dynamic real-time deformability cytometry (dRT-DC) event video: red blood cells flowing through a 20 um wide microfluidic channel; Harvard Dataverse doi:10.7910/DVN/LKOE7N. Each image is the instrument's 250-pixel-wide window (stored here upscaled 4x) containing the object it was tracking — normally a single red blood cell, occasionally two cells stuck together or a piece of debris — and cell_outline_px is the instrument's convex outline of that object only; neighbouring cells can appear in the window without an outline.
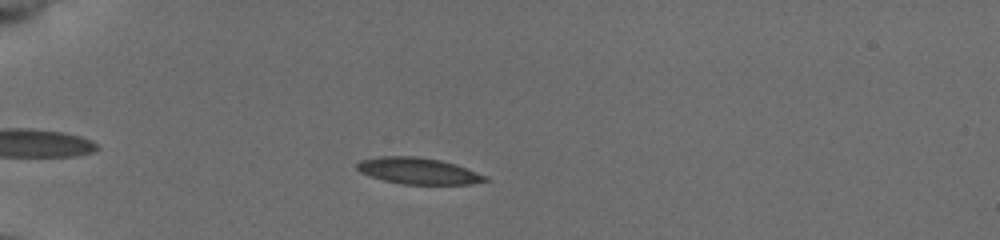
{"species": "common noctule bat (a hibernating species)", "species_latin": "Nyctalus noctula", "temperature_condition": "cold", "stored_images_in_passage": 47, "camera_frame_rate_fps": 3000, "um_per_image_px": 0.085, "animal": {"sex": "female", "body_mass_g": 19.5, "forearm_length_mm": 54.1}, "frame": {"image": 1, "passage_image": 10, "time_ms": 3.0, "image_size_px": [1000, 240], "cell_outline_px": [[488, 180], [472, 184], [404, 184], [384, 180], [360, 172], [356, 168], [356, 164], [360, 160], [376, 156], [416, 156], [440, 160], [456, 164], [488, 176]], "centroid_in_image_um": [35.55, 14.52], "position_along_channel_um": 49.4, "area_um2": 19.71}}
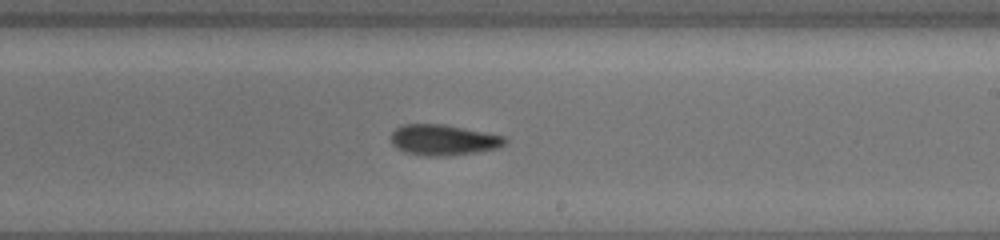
{"frame": {"image": 2, "passage_image": 28, "time_ms": 9.0, "image_size_px": [1000, 240], "cell_outline_px": [[508, 140], [500, 148], [476, 152], [444, 156], [424, 156], [404, 152], [392, 144], [392, 132], [396, 128], [404, 124], [444, 124], [504, 136]], "centroid_in_image_um": [37.69, 11.9], "position_along_channel_um": 251.3, "area_um2": 20.35}}
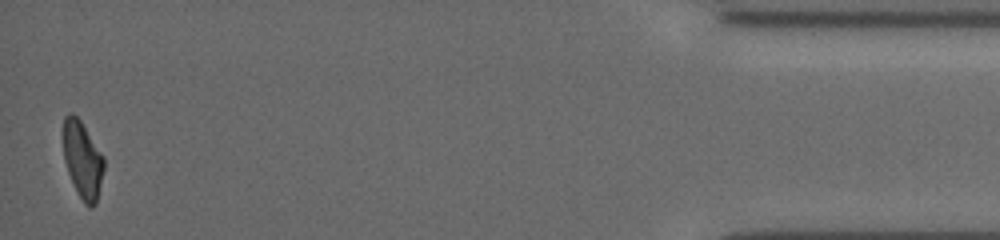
{"frame": {"image": 3, "passage_image": 47, "time_ms": 15.333, "image_size_px": [1000, 240], "cell_outline_px": [[104, 168], [96, 204], [92, 208], [88, 208], [84, 204], [68, 172], [64, 160], [64, 116], [68, 112], [72, 112], [80, 120], [104, 156]], "centroid_in_image_um": [7.03, 13.58], "position_along_channel_um": 428.2, "area_um2": 18.03}, "authors_computed_cell_mechanics": {"area_um2": 19.9988, "velocity_mm_per_s": 3.9193, "shape_relaxation_time_tau1_ms": 6.0397, "shape_relaxation_time_tau2_ms": 4.1043, "deformation_change_tau1": 0.1536, "deformation_change_tau2": 0.1024}}